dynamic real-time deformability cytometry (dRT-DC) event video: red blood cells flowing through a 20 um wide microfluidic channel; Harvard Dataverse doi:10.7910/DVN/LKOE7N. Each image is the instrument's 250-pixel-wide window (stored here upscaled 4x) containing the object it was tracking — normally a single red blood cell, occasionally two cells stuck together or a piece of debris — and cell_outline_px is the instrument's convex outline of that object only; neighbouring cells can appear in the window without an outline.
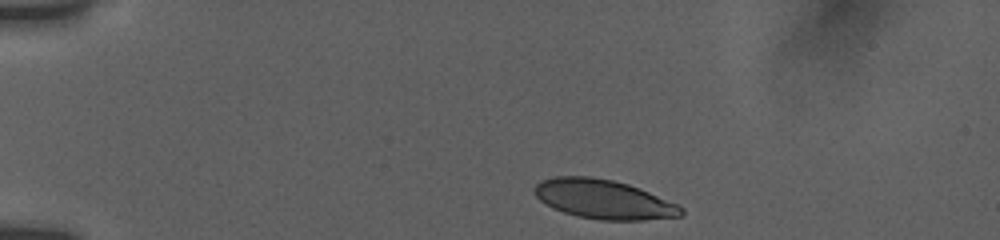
{"species": "human", "species_latin": "Homo sapiens", "temperature_condition": "room temperature", "stored_images_in_passage": 8, "camera_frame_rate_fps": 3000, "um_per_image_px": 0.085, "donor": {"sex": "female"}, "frame": {"image": 1, "passage_image": 1, "time_ms": 0.0, "image_size_px": [1000, 240], "cell_outline_px": [[684, 212], [680, 216], [644, 220], [600, 220], [576, 216], [552, 208], [540, 200], [536, 196], [532, 188], [540, 180], [556, 176], [588, 176], [612, 180], [628, 184], [640, 188], [676, 204], [684, 208]], "centroid_in_image_um": [51.27, 16.93], "position_along_channel_um": 33.7, "area_um2": 33.52}}
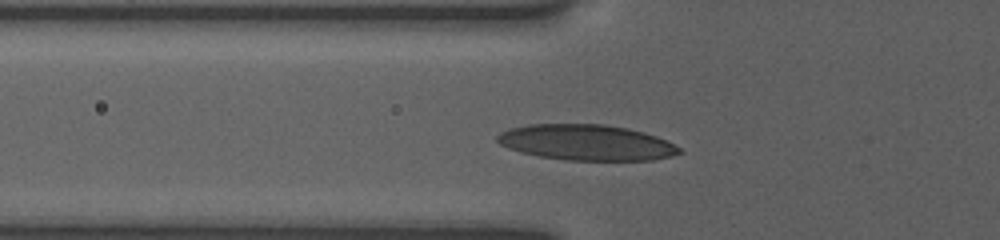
{"frame": {"image": 2, "passage_image": 5, "time_ms": 3.0, "image_size_px": [1000, 240], "cell_outline_px": [[684, 152], [672, 156], [652, 160], [564, 160], [540, 156], [520, 152], [508, 148], [500, 144], [496, 140], [496, 136], [500, 132], [512, 128], [528, 124], [604, 124], [628, 128], [644, 132], [668, 140], [680, 148]], "centroid_in_image_um": [49.86, 12.11], "position_along_channel_um": 75.9, "area_um2": 38.03}}
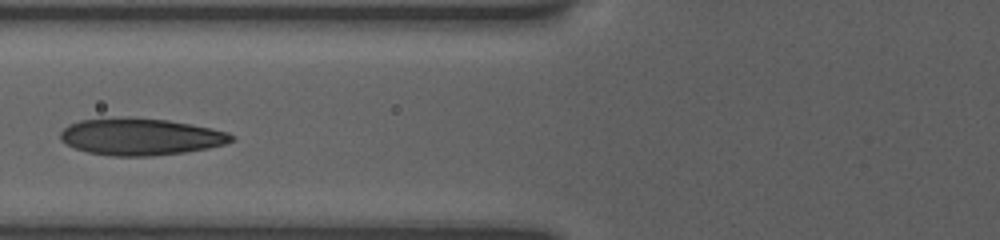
{"frame": {"image": 3, "passage_image": 7, "time_ms": 4.0, "image_size_px": [1000, 240], "cell_outline_px": [[236, 140], [224, 144], [208, 148], [184, 152], [152, 156], [112, 156], [88, 152], [76, 148], [60, 140], [60, 132], [68, 124], [80, 120], [124, 116], [128, 116], [168, 120], [192, 124], [212, 128], [228, 132], [236, 136]], "centroid_in_image_um": [11.97, 11.6], "position_along_channel_um": 113.8, "area_um2": 37.17}}